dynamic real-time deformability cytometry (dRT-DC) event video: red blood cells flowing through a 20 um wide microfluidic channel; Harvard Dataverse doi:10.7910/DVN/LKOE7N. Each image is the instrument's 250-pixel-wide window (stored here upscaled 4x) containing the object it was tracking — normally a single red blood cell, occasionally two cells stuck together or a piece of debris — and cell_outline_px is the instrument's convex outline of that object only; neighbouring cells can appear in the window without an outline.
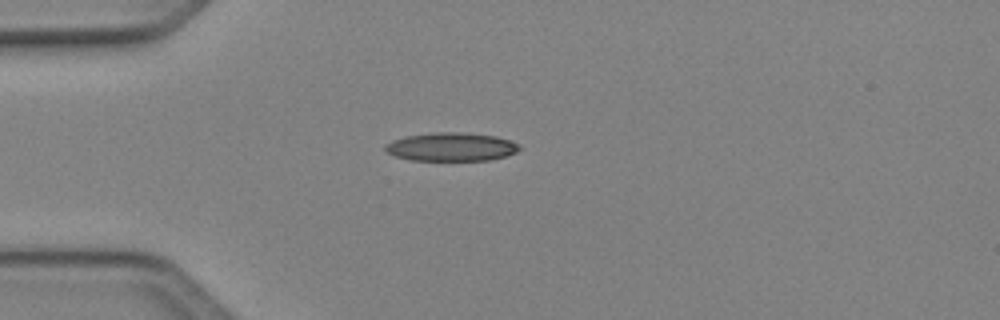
{"species": "Egyptian fruit bat (a non-hibernating species)", "species_latin": "Rousettus aegyptiacus", "temperature_condition": "cold", "stored_images_in_passage": 37, "camera_frame_rate_fps": 3000, "um_per_image_px": 0.085, "animal": {"sex": "female"}, "frame": {"image": 1, "passage_image": 1, "time_ms": 0.0, "image_size_px": [1000, 320], "cell_outline_px": [[520, 148], [516, 152], [504, 156], [488, 160], [412, 160], [396, 156], [388, 152], [384, 148], [384, 144], [392, 140], [404, 136], [436, 132], [460, 132], [496, 136], [512, 140], [520, 144]], "centroid_in_image_um": [38.36, 12.47], "position_along_channel_um": 46.6, "area_um2": 22.25}}
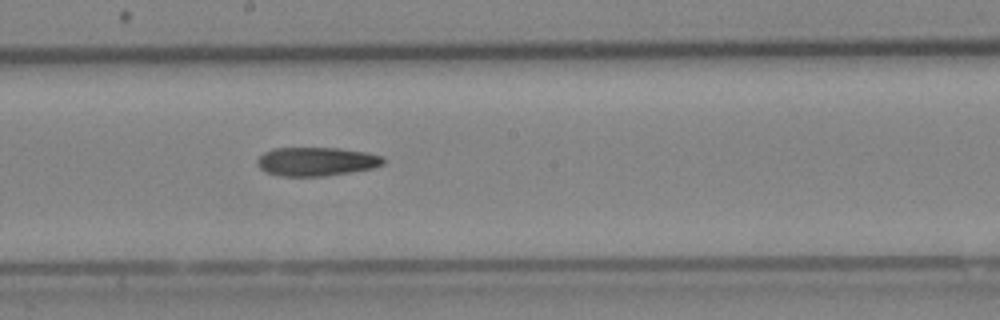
{"frame": {"image": 2, "passage_image": 15, "time_ms": 4.667, "image_size_px": [1000, 320], "cell_outline_px": [[384, 164], [372, 168], [324, 176], [284, 176], [264, 172], [256, 164], [256, 160], [264, 152], [272, 148], [340, 148], [368, 152], [384, 156]], "centroid_in_image_um": [26.88, 13.72], "position_along_channel_um": 221.3, "area_um2": 21.21}}
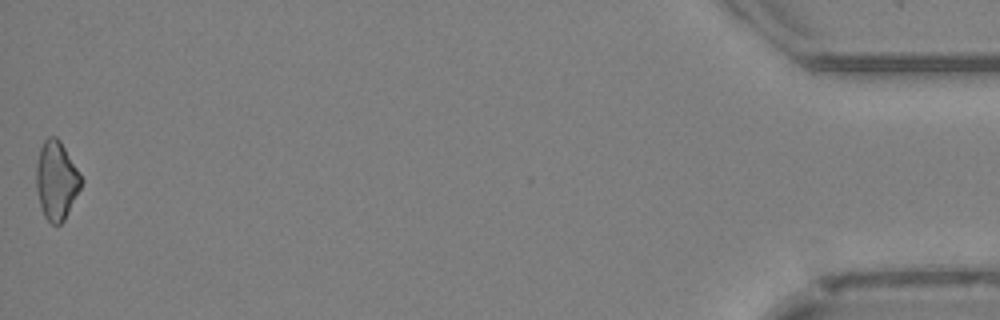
{"frame": {"image": 3, "passage_image": 37, "time_ms": 12.0, "image_size_px": [1000, 320], "cell_outline_px": [[84, 180], [64, 220], [60, 224], [52, 224], [44, 216], [40, 204], [36, 188], [36, 164], [40, 148], [44, 140], [48, 136], [56, 136], [60, 140]], "centroid_in_image_um": [4.79, 15.31], "position_along_channel_um": 430.4, "area_um2": 20.46}}